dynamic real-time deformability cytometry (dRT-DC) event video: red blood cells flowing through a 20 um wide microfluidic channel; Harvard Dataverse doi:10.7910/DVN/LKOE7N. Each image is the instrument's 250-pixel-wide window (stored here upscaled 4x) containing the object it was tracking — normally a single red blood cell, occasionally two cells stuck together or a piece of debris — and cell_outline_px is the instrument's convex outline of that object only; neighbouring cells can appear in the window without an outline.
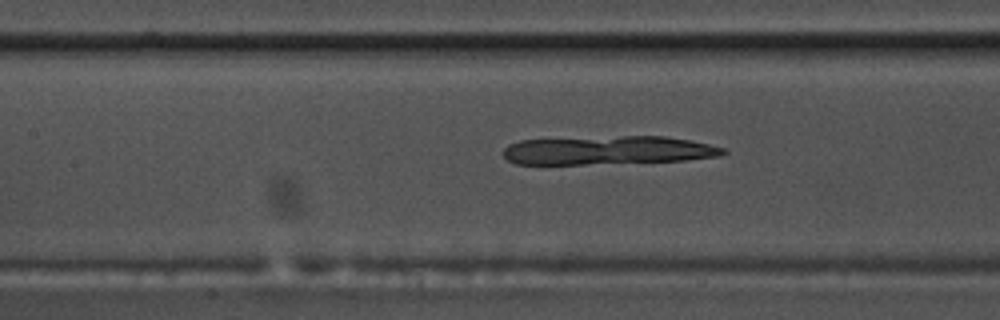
{"species": "common noctule bat (a hibernating species)", "species_latin": "Nyctalus noctula", "temperature_condition": "warm", "stored_images_in_passage": 52, "camera_frame_rate_fps": 3000, "um_per_image_px": 0.085, "animal": {"sex": "male", "body_mass_g": 17.5, "forearm_length_mm": 52.3}, "frame": {"image": 1, "passage_image": 21, "time_ms": 6.667, "image_size_px": [1000, 320], "cell_outline_px": [[728, 152], [720, 156], [684, 160], [584, 164], [516, 164], [508, 160], [500, 152], [508, 144], [520, 140], [624, 136], [664, 136], [688, 140], [708, 144], [724, 148]], "centroid_in_image_um": [51.64, 12.77], "position_along_channel_um": 155.8, "area_um2": 36.47}}